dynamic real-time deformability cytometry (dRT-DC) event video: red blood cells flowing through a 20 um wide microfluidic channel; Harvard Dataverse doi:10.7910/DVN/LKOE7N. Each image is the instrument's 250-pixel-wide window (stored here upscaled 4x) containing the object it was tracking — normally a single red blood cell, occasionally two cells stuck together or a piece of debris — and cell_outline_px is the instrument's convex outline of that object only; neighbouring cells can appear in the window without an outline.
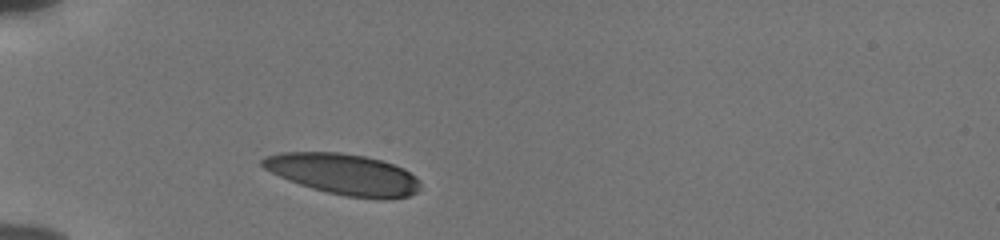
{"species": "human", "species_latin": "Homo sapiens", "temperature_condition": "cold", "stored_images_in_passage": 31, "camera_frame_rate_fps": 3000, "um_per_image_px": 0.085, "donor": {"sex": "male"}, "frame": {"image": 1, "passage_image": 1, "time_ms": 0.0, "image_size_px": [1000, 240], "cell_outline_px": [[420, 188], [416, 192], [408, 196], [380, 200], [344, 196], [312, 188], [288, 180], [264, 168], [260, 164], [260, 160], [264, 156], [280, 152], [340, 152], [364, 156], [380, 160], [404, 168], [416, 176], [420, 180]], "centroid_in_image_um": [29.22, 14.81], "position_along_channel_um": 55.8, "area_um2": 37.8}}
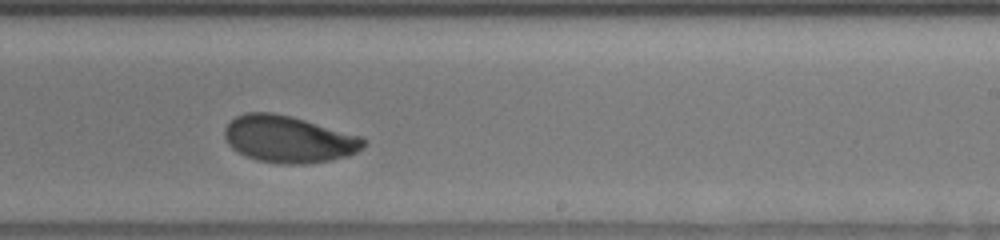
{"frame": {"image": 2, "passage_image": 19, "time_ms": 6.0, "image_size_px": [1000, 240], "cell_outline_px": [[368, 144], [364, 148], [348, 156], [332, 160], [304, 164], [276, 164], [256, 160], [244, 156], [232, 148], [228, 144], [224, 136], [224, 128], [236, 116], [248, 112], [272, 112], [304, 120], [360, 136], [368, 140]], "centroid_in_image_um": [24.54, 11.85], "position_along_channel_um": 264.5, "area_um2": 38.09}}
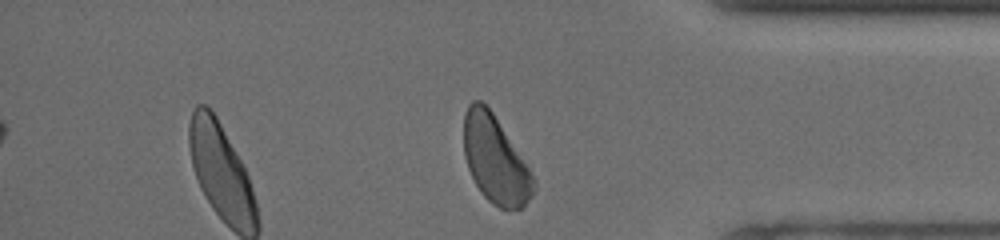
{"frame": {"image": 3, "passage_image": 30, "time_ms": 9.667, "image_size_px": [1000, 240], "cell_outline_px": [[536, 188], [532, 196], [520, 208], [500, 208], [492, 204], [480, 192], [468, 168], [464, 156], [464, 112], [468, 104], [472, 100], [480, 100], [492, 112], [536, 180]], "centroid_in_image_um": [42.08, 13.58], "position_along_channel_um": 393.1, "area_um2": 35.03}, "authors_computed_cell_mechanics": {"area_um2": 38.0902, "velocity_mm_per_s": 3.8064, "shape_relaxation_time_tau1_ms": 3.1379, "shape_relaxation_time_tau2_ms": 1.7352, "deformation_change_tau1": 0.1232, "deformation_change_tau2": 0.0646}}